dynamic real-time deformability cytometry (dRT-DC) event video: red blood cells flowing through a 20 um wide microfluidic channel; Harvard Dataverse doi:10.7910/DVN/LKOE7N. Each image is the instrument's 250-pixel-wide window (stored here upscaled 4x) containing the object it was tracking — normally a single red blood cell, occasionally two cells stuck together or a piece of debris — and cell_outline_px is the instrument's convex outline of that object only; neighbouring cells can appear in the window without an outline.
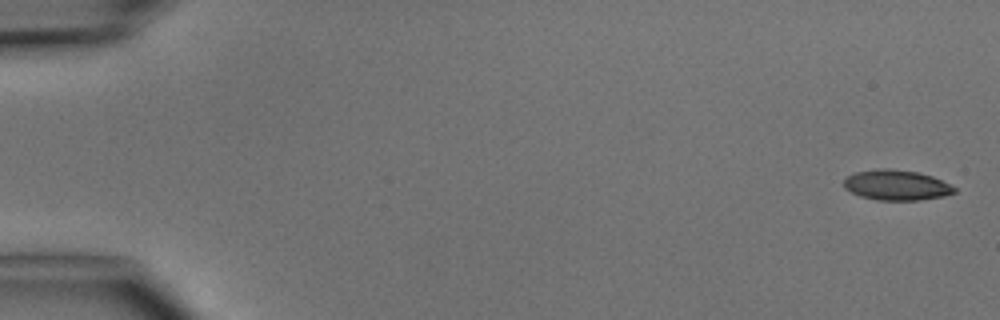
{"species": "common noctule bat (a hibernating species)", "species_latin": "Nyctalus noctula", "temperature_condition": "cold", "stored_images_in_passage": 7, "camera_frame_rate_fps": 3000, "um_per_image_px": 0.085, "animal": {"sex": "male", "body_mass_g": 15.6}, "frame": {"image": 1, "passage_image": 1, "time_ms": 0.0, "image_size_px": [1000, 320], "cell_outline_px": [[956, 192], [944, 196], [920, 200], [876, 200], [860, 196], [844, 188], [844, 180], [848, 176], [856, 172], [876, 168], [888, 168], [916, 172], [932, 176], [956, 188]], "centroid_in_image_um": [76.18, 15.73], "position_along_channel_um": 8.8, "area_um2": 19.42}}
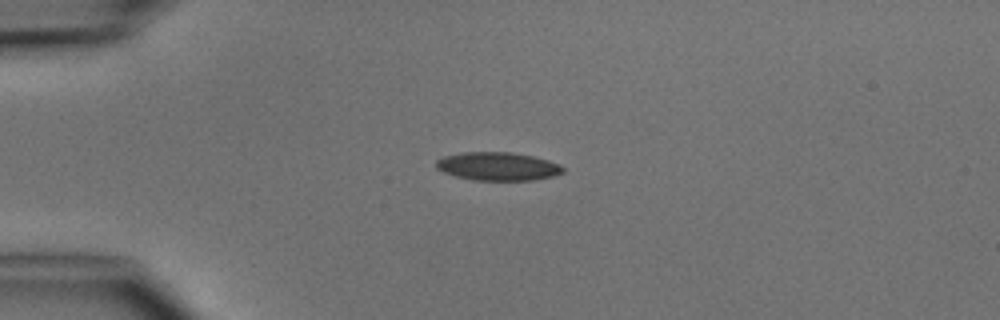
{"frame": {"image": 2, "passage_image": 4, "time_ms": 3.667, "image_size_px": [1000, 320], "cell_outline_px": [[564, 172], [552, 176], [532, 180], [472, 180], [456, 176], [444, 172], [436, 168], [436, 160], [444, 156], [464, 152], [512, 152], [532, 156], [548, 160], [560, 164], [564, 168]], "centroid_in_image_um": [42.31, 14.13], "position_along_channel_um": 42.7, "area_um2": 20.87}}
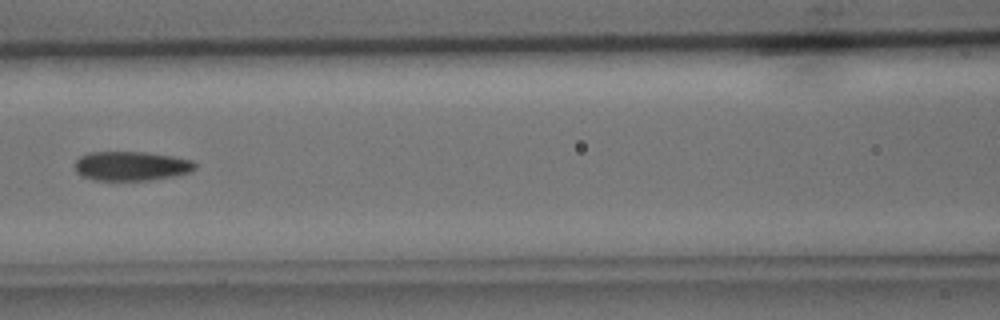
{"frame": {"image": 3, "passage_image": 7, "time_ms": 7.0, "image_size_px": [1000, 320], "cell_outline_px": [[196, 168], [192, 172], [176, 176], [148, 180], [96, 180], [84, 176], [76, 172], [76, 160], [80, 156], [88, 152], [144, 152], [172, 156], [192, 160], [196, 164]], "centroid_in_image_um": [11.2, 14.11], "position_along_channel_um": 155.4, "area_um2": 20.52}}